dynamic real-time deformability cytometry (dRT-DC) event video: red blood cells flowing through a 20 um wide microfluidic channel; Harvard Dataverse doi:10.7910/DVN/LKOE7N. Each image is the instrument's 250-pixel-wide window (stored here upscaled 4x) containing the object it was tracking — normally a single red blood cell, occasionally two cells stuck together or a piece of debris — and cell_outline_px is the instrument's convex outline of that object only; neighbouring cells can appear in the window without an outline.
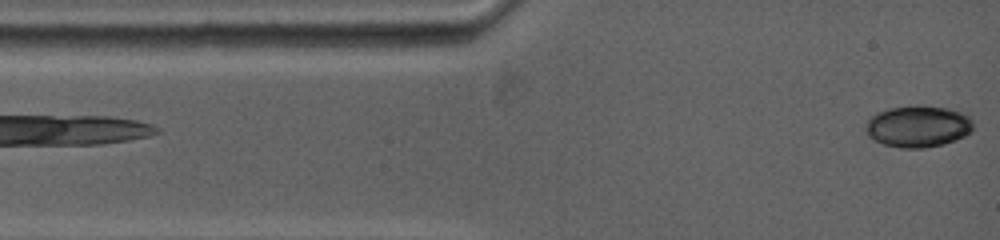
{"species": "common noctule bat (a hibernating species)", "species_latin": "Nyctalus noctula", "temperature_condition": "warm", "stored_images_in_passage": 31, "camera_frame_rate_fps": 5000, "um_per_image_px": 0.085, "animal": {"sex": "female", "body_mass_g": 19.0, "forearm_length_mm": 53.3}, "frame": {"image": 1, "passage_image": 1, "time_ms": 0.0, "image_size_px": [1000, 240], "cell_outline_px": [[972, 132], [956, 140], [944, 144], [924, 148], [900, 148], [884, 144], [872, 140], [868, 136], [864, 128], [868, 120], [876, 112], [888, 108], [948, 108], [960, 112], [968, 116], [972, 120]], "centroid_in_image_um": [78.01, 10.79], "position_along_channel_um": 7.0, "area_um2": 25.61}}
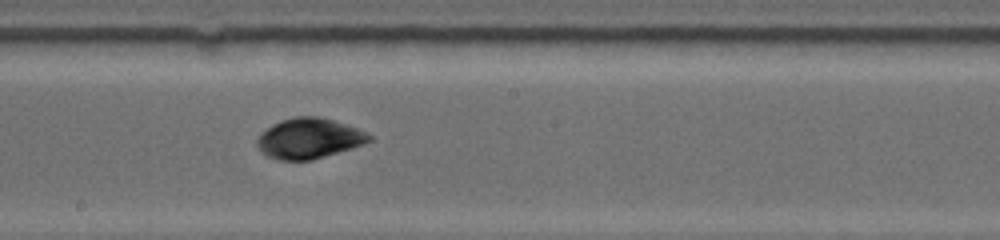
{"frame": {"image": 2, "passage_image": 17, "time_ms": 6.8, "image_size_px": [1000, 240], "cell_outline_px": [[372, 140], [364, 144], [352, 148], [312, 160], [280, 160], [268, 156], [260, 152], [256, 144], [256, 140], [260, 132], [272, 124], [280, 120], [296, 116], [316, 116], [332, 120], [368, 132], [372, 136]], "centroid_in_image_um": [26.24, 11.76], "position_along_channel_um": 222.0, "area_um2": 26.47}}
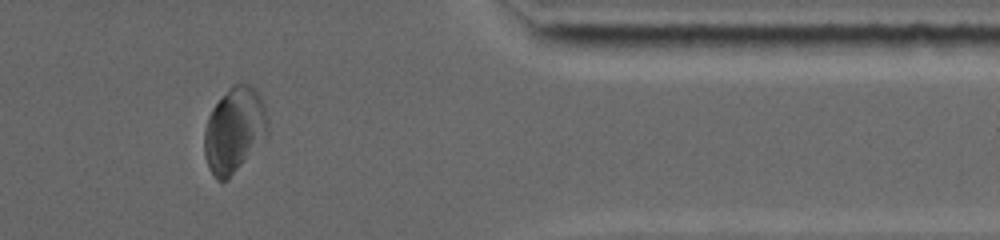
{"frame": {"image": 3, "passage_image": 29, "time_ms": 11.8, "image_size_px": [1000, 240], "cell_outline_px": [[268, 132], [228, 180], [216, 180], [208, 168], [204, 152], [204, 128], [208, 116], [212, 108], [232, 84], [248, 84], [256, 88], [264, 104], [268, 116]], "centroid_in_image_um": [19.89, 11.03], "position_along_channel_um": 391.5, "area_um2": 31.33}, "authors_computed_cell_mechanics": {"area_um2": 26.4146, "velocity_mm_per_s": 3.8464, "shape_relaxation_time_tau1_ms": 1.5107, "shape_relaxation_time_tau2_ms": 1.8002, "deformation_change_tau1": 0.0482, "deformation_change_tau2": 0.0326}}